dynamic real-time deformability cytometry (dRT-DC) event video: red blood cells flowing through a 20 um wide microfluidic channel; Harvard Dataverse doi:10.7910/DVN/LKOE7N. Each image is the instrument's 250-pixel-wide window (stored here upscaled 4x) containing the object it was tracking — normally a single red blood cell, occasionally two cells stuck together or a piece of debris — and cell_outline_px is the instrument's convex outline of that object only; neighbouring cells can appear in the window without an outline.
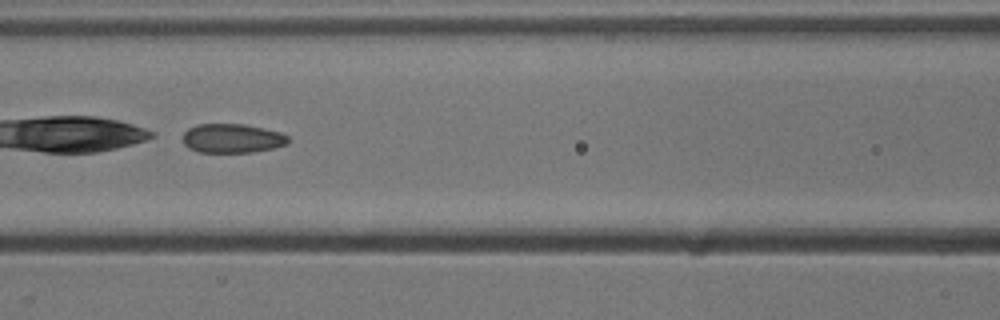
{"species": "common noctule bat (a hibernating species)", "species_latin": "Nyctalus noctula", "temperature_condition": "cold", "stored_images_in_passage": 51, "camera_frame_rate_fps": 3000, "um_per_image_px": 0.085, "animal": {"sex": "male", "body_mass_g": 13.3}, "frame": {"image": 1, "passage_image": 22, "time_ms": 7.0, "image_size_px": [1000, 320], "cell_outline_px": [[288, 144], [272, 148], [252, 152], [196, 152], [188, 148], [184, 144], [184, 132], [188, 128], [196, 124], [244, 124], [264, 128], [280, 132], [288, 136]], "centroid_in_image_um": [19.72, 11.75], "position_along_channel_um": 146.9, "area_um2": 17.92}}